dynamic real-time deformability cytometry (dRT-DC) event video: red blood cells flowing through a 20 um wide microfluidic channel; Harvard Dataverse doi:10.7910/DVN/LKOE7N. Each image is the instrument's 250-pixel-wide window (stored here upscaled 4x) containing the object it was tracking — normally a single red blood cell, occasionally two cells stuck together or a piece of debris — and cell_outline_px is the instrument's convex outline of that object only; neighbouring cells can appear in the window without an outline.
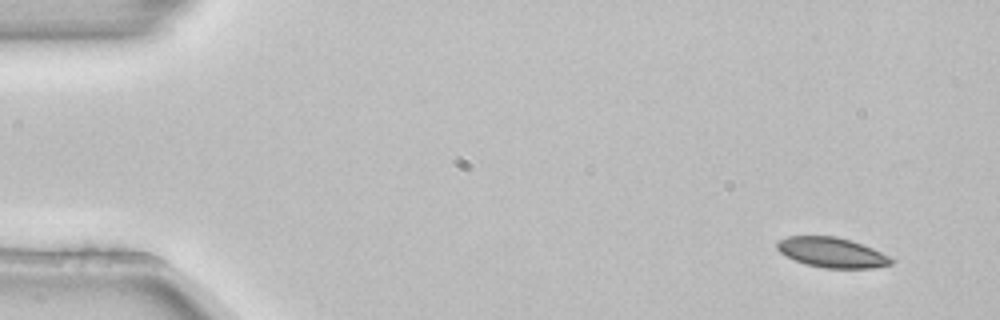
{"species": "common noctule bat (a hibernating species)", "species_latin": "Nyctalus noctula", "temperature_condition": "room temperature", "stored_images_in_passage": 4, "camera_frame_rate_fps": 3000, "um_per_image_px": 0.085, "animal": {"sex": "female", "body_mass_g": 22.7, "forearm_length_mm": 54.2}, "frame": {"image": 1, "passage_image": 1, "time_ms": 0.0, "image_size_px": [1000, 320], "cell_outline_px": [[892, 264], [872, 268], [824, 268], [804, 264], [780, 252], [776, 248], [776, 244], [780, 240], [788, 236], [836, 236], [852, 240], [872, 248], [888, 256], [892, 260]], "centroid_in_image_um": [70.7, 21.46], "position_along_channel_um": 14.3, "area_um2": 19.83}}
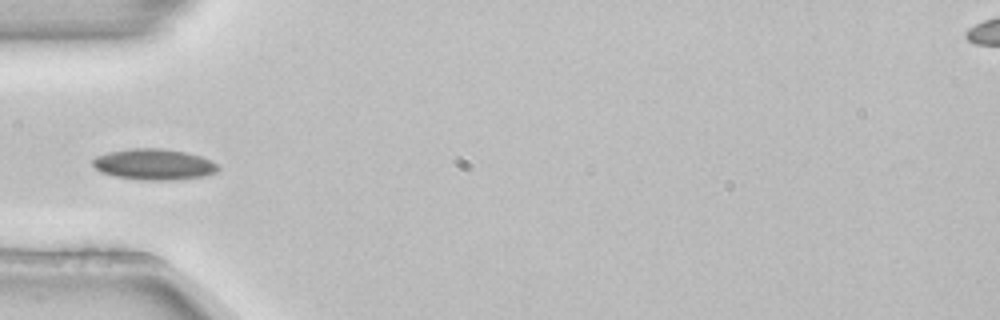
{"frame": {"image": 2, "passage_image": 4, "time_ms": 1.0, "image_size_px": [1000, 320], "cell_outline_px": [[220, 168], [216, 172], [204, 176], [172, 180], [140, 180], [116, 176], [100, 172], [92, 164], [92, 160], [96, 156], [108, 152], [132, 148], [160, 148], [184, 152], [200, 156], [216, 164]], "centroid_in_image_um": [13.05, 13.97], "position_along_channel_um": 71.9, "area_um2": 22.48}}